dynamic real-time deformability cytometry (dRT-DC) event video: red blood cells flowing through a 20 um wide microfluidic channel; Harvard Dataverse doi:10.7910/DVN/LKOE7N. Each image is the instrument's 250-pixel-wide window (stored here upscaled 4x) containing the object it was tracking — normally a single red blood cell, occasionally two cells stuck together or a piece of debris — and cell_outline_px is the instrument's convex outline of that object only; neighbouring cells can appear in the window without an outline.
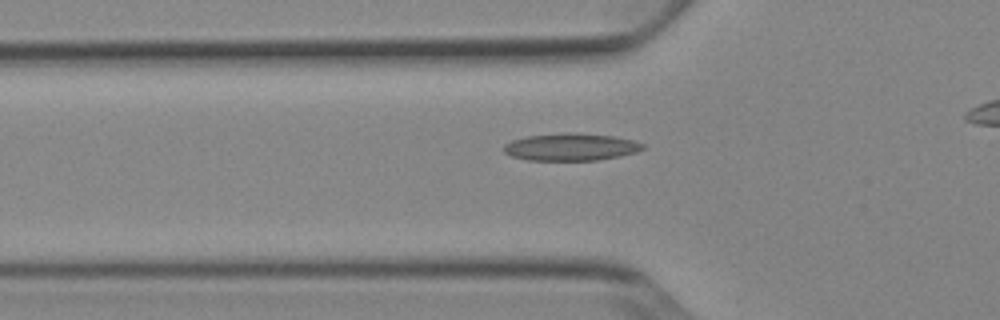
{"species": "Egyptian fruit bat (a non-hibernating species)", "species_latin": "Rousettus aegyptiacus", "temperature_condition": "cold", "stored_images_in_passage": 35, "camera_frame_rate_fps": 3000, "um_per_image_px": 0.085, "animal": {"sex": "female"}, "frame": {"image": 1, "passage_image": 7, "time_ms": 2.0, "image_size_px": [1000, 320], "cell_outline_px": [[644, 148], [636, 152], [620, 156], [596, 160], [528, 160], [512, 156], [504, 152], [504, 144], [512, 140], [528, 136], [564, 132], [568, 132], [612, 136], [632, 140], [644, 144]], "centroid_in_image_um": [48.51, 12.49], "position_along_channel_um": 77.3, "area_um2": 21.96}}
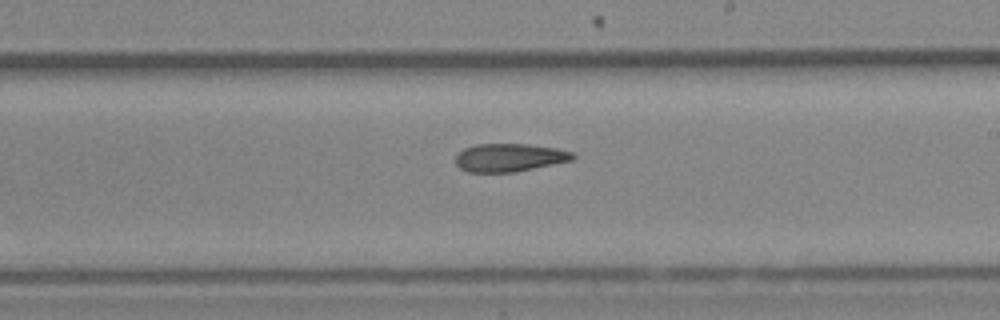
{"frame": {"image": 2, "passage_image": 20, "time_ms": 6.333, "image_size_px": [1000, 320], "cell_outline_px": [[576, 156], [572, 160], [516, 172], [468, 172], [460, 168], [456, 164], [456, 156], [464, 148], [476, 144], [528, 144], [556, 148], [572, 152]], "centroid_in_image_um": [43.3, 13.39], "position_along_channel_um": 245.7, "area_um2": 19.13}}
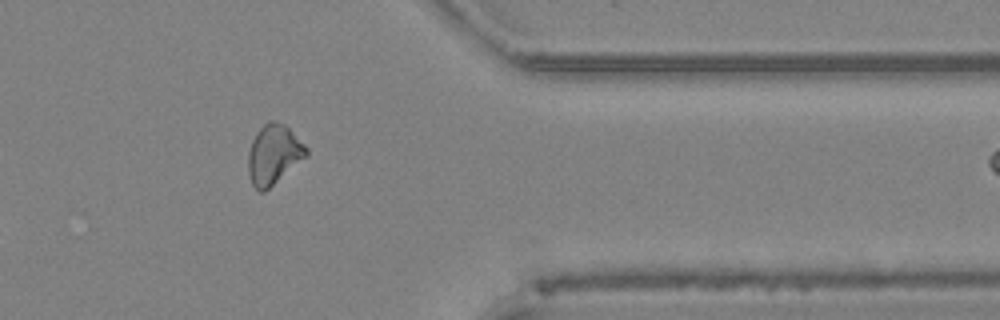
{"frame": {"image": 3, "passage_image": 32, "time_ms": 10.333, "image_size_px": [1000, 320], "cell_outline_px": [[308, 156], [264, 192], [260, 192], [252, 184], [248, 172], [248, 152], [252, 140], [256, 132], [268, 120], [276, 120], [284, 124], [308, 148]], "centroid_in_image_um": [23.26, 13.12], "position_along_channel_um": 388.1, "area_um2": 20.23}}